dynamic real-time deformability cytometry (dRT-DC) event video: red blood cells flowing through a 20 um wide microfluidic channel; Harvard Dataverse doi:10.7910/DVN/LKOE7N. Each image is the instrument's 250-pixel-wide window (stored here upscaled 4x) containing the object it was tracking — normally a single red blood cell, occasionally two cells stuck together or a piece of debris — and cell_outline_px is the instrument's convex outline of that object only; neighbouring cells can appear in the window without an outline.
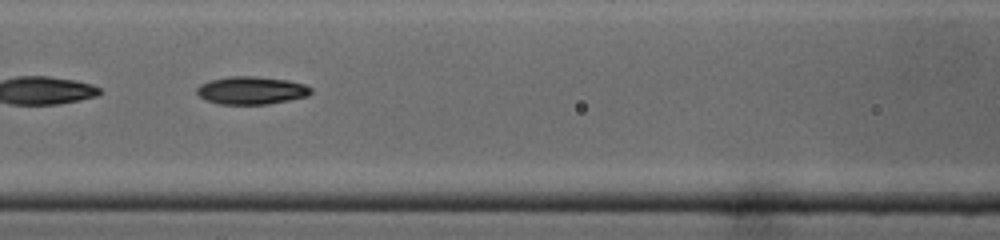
{"species": "common noctule bat (a hibernating species)", "species_latin": "Nyctalus noctula", "temperature_condition": "cold", "stored_images_in_passage": 37, "camera_frame_rate_fps": 3000, "um_per_image_px": 0.085, "animal": {"sex": "male", "body_mass_g": 19.0, "forearm_length_mm": 50.8}, "frame": {"image": 1, "passage_image": 11, "time_ms": 3.333, "image_size_px": [1000, 240], "cell_outline_px": [[312, 92], [308, 96], [268, 104], [220, 104], [208, 100], [200, 96], [196, 92], [196, 88], [200, 84], [208, 80], [228, 76], [252, 76], [288, 80], [304, 84], [312, 88]], "centroid_in_image_um": [21.36, 7.67], "position_along_channel_um": 145.2, "area_um2": 18.5}, "authors_computed_cell_mechanics": {"area_um2": 17.918, "velocity_mm_per_s": 4.3885, "shape_relaxation_time_tau1_ms": 3.8022, "shape_relaxation_time_tau2_ms": null, "deformation_change_tau1": 0.1703, "deformation_change_tau2": null}}